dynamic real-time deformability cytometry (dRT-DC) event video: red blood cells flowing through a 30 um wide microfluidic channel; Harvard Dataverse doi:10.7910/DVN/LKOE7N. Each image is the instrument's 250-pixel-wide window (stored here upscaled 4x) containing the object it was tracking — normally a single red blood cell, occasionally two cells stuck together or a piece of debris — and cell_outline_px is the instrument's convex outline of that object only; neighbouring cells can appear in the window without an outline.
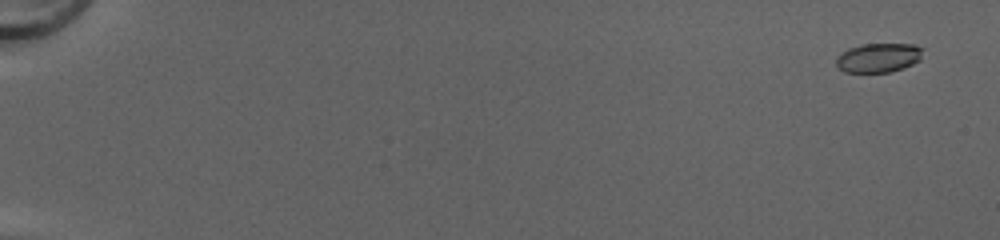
{"species": "common noctule bat (a hibernating species)", "species_latin": "Nyctalus noctula", "temperature_condition": "cold", "stored_images_in_passage": 52, "camera_frame_rate_fps": 3000, "um_per_image_px": 0.085, "animal": {"sex": "female", "body_mass_g": 20.0, "forearm_length_mm": 54.0}, "frame": {"image": 1, "passage_image": 3, "time_ms": 0.667, "image_size_px": [1000, 240], "cell_outline_px": [[924, 48], [920, 60], [904, 68], [892, 72], [844, 72], [836, 64], [836, 56], [840, 52], [848, 48], [864, 44], [912, 44]], "centroid_in_image_um": [74.67, 4.9], "position_along_channel_um": 10.3, "area_um2": 14.91}}
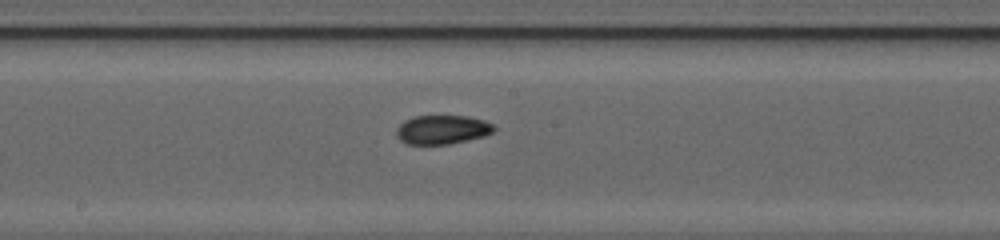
{"frame": {"image": 2, "passage_image": 31, "time_ms": 10.0, "image_size_px": [1000, 240], "cell_outline_px": [[496, 128], [492, 132], [484, 136], [468, 140], [448, 144], [408, 144], [400, 140], [396, 136], [396, 128], [404, 120], [412, 116], [468, 116], [484, 120], [492, 124]], "centroid_in_image_um": [37.57, 11.01], "position_along_channel_um": 210.6, "area_um2": 16.53}}
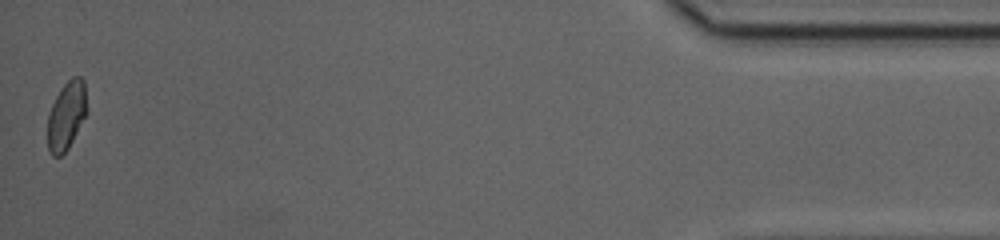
{"frame": {"image": 3, "passage_image": 52, "time_ms": 17.0, "image_size_px": [1000, 240], "cell_outline_px": [[88, 112], [68, 148], [60, 156], [52, 156], [48, 148], [48, 116], [52, 104], [60, 88], [72, 76], [80, 76], [84, 80]], "centroid_in_image_um": [5.67, 9.79], "position_along_channel_um": 429.5, "area_um2": 15.72}, "authors_computed_cell_mechanics": {"area_um2": 16.1262, "velocity_mm_per_s": 4.2405, "shape_relaxation_time_tau1_ms": null, "shape_relaxation_time_tau2_ms": 2.3921, "deformation_change_tau1": null, "deformation_change_tau2": 0.0644}}